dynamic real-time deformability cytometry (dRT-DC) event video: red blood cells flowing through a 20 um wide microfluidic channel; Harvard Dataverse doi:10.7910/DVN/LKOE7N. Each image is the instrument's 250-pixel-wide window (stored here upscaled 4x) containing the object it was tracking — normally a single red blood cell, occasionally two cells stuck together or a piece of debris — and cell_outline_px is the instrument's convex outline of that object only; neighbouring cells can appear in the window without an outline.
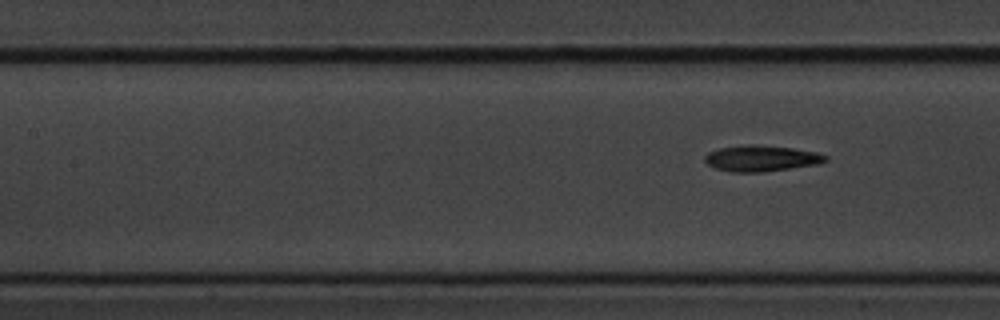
{"species": "common noctule bat (a hibernating species)", "species_latin": "Nyctalus noctula", "temperature_condition": "cold", "stored_images_in_passage": 5, "segment_of_instrument_passage": [2, 2], "camera_frame_rate_fps": 3000, "um_per_image_px": 0.085, "animal": {"sex": "male", "body_mass_g": 20.1, "forearm_length_mm": 53.5}, "frame": {"image": 1, "passage_image": 5, "time_ms": 1.333, "image_size_px": [1000, 320], "cell_outline_px": [[828, 160], [816, 164], [764, 172], [732, 172], [716, 168], [708, 164], [704, 160], [704, 156], [708, 152], [720, 148], [752, 144], [792, 148], [816, 152], [828, 156]], "centroid_in_image_um": [64.7, 13.46], "position_along_channel_um": 142.7, "area_um2": 18.09}}